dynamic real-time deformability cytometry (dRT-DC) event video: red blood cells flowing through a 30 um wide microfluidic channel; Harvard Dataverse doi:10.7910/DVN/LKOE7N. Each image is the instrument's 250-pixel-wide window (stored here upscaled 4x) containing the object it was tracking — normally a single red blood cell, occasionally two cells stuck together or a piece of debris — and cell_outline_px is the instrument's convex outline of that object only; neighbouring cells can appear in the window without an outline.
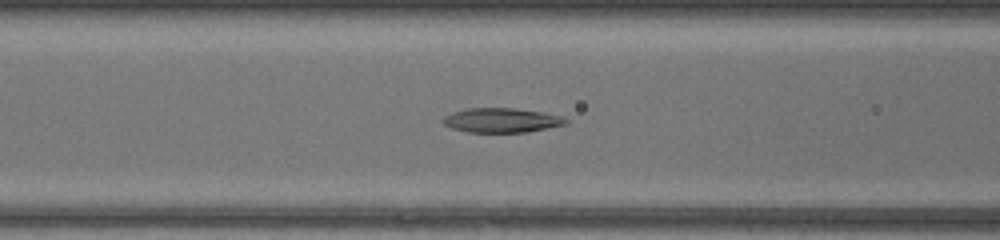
{"species": "common noctule bat (a hibernating species)", "species_latin": "Nyctalus noctula", "temperature_condition": "warm", "stored_images_in_passage": 48, "camera_frame_rate_fps": 3000, "um_per_image_px": 0.085, "animal": {"sex": "female", "body_mass_g": 17.0, "forearm_length_mm": 48.0}, "frame": {"image": 1, "passage_image": 21, "time_ms": 6.667, "image_size_px": [1000, 240], "cell_outline_px": [[568, 120], [564, 124], [528, 132], [468, 132], [452, 128], [444, 124], [440, 120], [444, 116], [452, 112], [468, 108], [512, 108], [540, 112], [560, 116]], "centroid_in_image_um": [42.56, 10.22], "position_along_channel_um": 124.0, "area_um2": 17.28}}
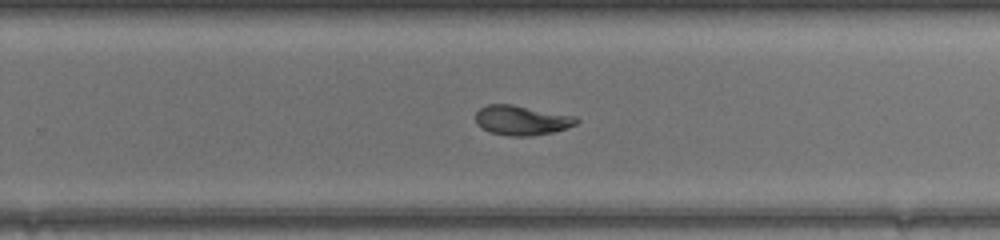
{"frame": {"image": 2, "passage_image": 32, "time_ms": 10.333, "image_size_px": [1000, 240], "cell_outline_px": [[580, 120], [576, 124], [552, 132], [532, 136], [508, 136], [488, 132], [476, 124], [476, 112], [480, 108], [488, 104], [512, 104], [576, 116]], "centroid_in_image_um": [44.32, 10.22], "position_along_channel_um": 285.5, "area_um2": 17.51}}
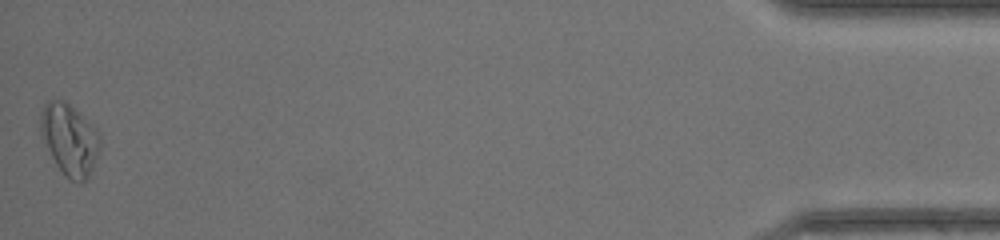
{"frame": {"image": 3, "passage_image": 48, "time_ms": 15.667, "image_size_px": [1000, 240], "cell_outline_px": [[100, 148], [92, 168], [88, 176], [80, 184], [72, 180], [56, 164], [40, 132], [40, 112], [44, 104], [48, 100], [64, 100], [100, 132]], "centroid_in_image_um": [5.91, 11.82], "position_along_channel_um": 429.3, "area_um2": 24.22}, "authors_computed_cell_mechanics": {"area_um2": 18.2359, "velocity_mm_per_s": 4.4213, "shape_relaxation_time_tau1_ms": null, "shape_relaxation_time_tau2_ms": 2.1962, "deformation_change_tau1": null, "deformation_change_tau2": 0.0782}}